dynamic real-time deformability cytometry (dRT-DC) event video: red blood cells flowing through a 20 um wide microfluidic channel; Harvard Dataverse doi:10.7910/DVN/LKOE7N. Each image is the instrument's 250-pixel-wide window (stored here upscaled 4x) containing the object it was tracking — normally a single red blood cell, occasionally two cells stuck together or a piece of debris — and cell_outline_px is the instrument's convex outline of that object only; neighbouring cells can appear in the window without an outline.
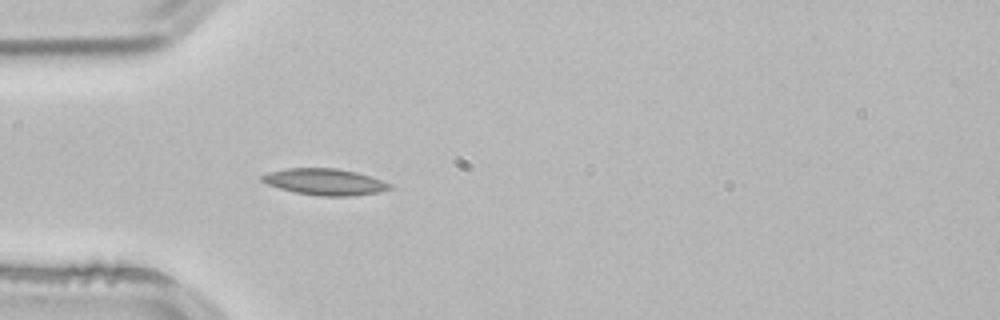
{"species": "common noctule bat (a hibernating species)", "species_latin": "Nyctalus noctula", "temperature_condition": "room temperature", "stored_images_in_passage": 2, "camera_frame_rate_fps": 3000, "um_per_image_px": 0.085, "animal": {"sex": "male", "body_mass_g": 21.5, "forearm_length_mm": 52.0}, "frame": {"image": 1, "passage_image": 2, "time_ms": 0.333, "image_size_px": [1000, 320], "cell_outline_px": [[392, 188], [380, 192], [348, 196], [320, 196], [296, 192], [280, 188], [268, 184], [260, 180], [260, 176], [268, 172], [288, 168], [336, 168], [356, 172], [392, 184]], "centroid_in_image_um": [27.6, 15.45], "position_along_channel_um": 57.4, "area_um2": 19.48}}